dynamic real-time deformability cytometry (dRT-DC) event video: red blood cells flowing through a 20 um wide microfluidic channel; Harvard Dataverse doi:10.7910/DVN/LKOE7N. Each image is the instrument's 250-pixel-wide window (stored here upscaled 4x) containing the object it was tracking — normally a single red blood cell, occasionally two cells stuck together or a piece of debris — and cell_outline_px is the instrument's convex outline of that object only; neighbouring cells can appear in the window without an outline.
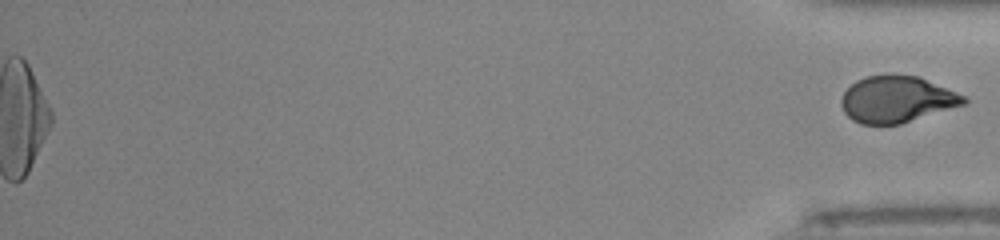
{"species": "human", "species_latin": "Homo sapiens", "temperature_condition": "room temperature", "stored_images_in_passage": 45, "segment_of_instrument_passage": [2, 2], "camera_frame_rate_fps": 3000, "um_per_image_px": 0.085, "donor": {"sex": "male"}, "frame": {"image": 1, "passage_image": 45, "time_ms": 14.667, "image_size_px": [1000, 240], "cell_outline_px": [[968, 100], [964, 104], [900, 124], [860, 124], [852, 120], [844, 112], [840, 104], [840, 100], [844, 92], [856, 80], [864, 76], [892, 72], [920, 76], [968, 96]], "centroid_in_image_um": [76.23, 8.4], "position_along_channel_um": 359.0, "area_um2": 33.87}}